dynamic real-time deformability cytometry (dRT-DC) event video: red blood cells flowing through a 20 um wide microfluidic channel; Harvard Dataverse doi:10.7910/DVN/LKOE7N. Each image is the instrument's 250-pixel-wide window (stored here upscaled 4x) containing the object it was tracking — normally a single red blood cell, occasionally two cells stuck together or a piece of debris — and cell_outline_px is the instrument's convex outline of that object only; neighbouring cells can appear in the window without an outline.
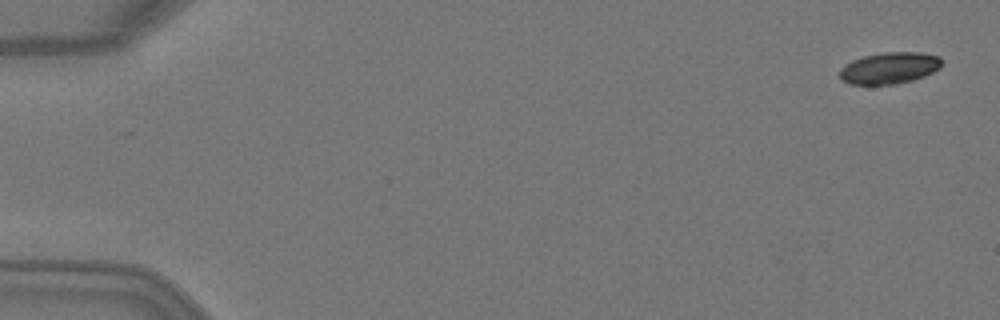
{"species": "Egyptian fruit bat (a non-hibernating species)", "species_latin": "Rousettus aegyptiacus", "temperature_condition": "warm", "stored_images_in_passage": 2, "camera_frame_rate_fps": 3000, "um_per_image_px": 0.085, "animal": {"sex": "female"}, "frame": {"image": 1, "passage_image": 2, "time_ms": 0.333, "image_size_px": [1000, 320], "cell_outline_px": [[940, 68], [924, 76], [912, 80], [896, 84], [848, 84], [840, 80], [840, 68], [844, 64], [852, 60], [864, 56], [884, 52], [920, 52], [940, 56]], "centroid_in_image_um": [75.56, 5.78], "position_along_channel_um": 9.4, "area_um2": 18.79}}